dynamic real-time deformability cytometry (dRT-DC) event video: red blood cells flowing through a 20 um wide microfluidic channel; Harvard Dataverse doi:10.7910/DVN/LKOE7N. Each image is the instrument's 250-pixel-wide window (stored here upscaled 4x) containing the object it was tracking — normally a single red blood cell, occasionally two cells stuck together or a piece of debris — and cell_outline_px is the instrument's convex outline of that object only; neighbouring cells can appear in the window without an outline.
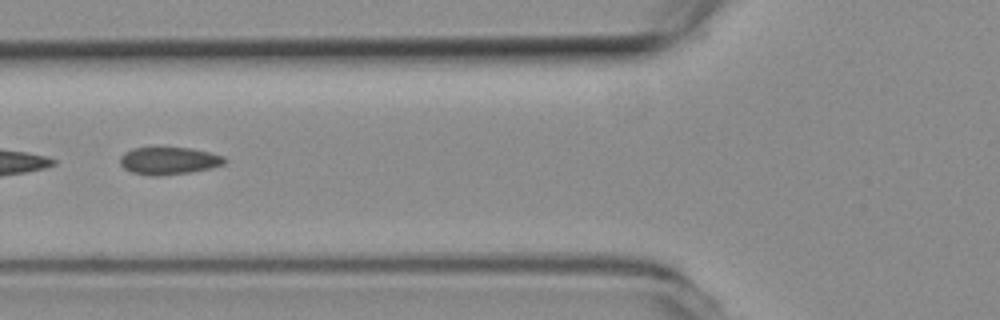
{"species": "common noctule bat (a hibernating species)", "species_latin": "Nyctalus noctula", "temperature_condition": "room temperature", "stored_images_in_passage": 7, "camera_frame_rate_fps": 3000, "um_per_image_px": 0.085, "animal": {"sex": "female", "body_mass_g": 19.3, "forearm_length_mm": 54.1}, "frame": {"image": 1, "passage_image": 6, "time_ms": 1.667, "image_size_px": [1000, 320], "cell_outline_px": [[228, 160], [224, 164], [212, 168], [188, 172], [160, 176], [148, 176], [132, 172], [124, 168], [120, 164], [120, 156], [124, 152], [132, 148], [192, 148], [224, 156]], "centroid_in_image_um": [14.35, 13.67], "position_along_channel_um": 111.5, "area_um2": 16.76}}
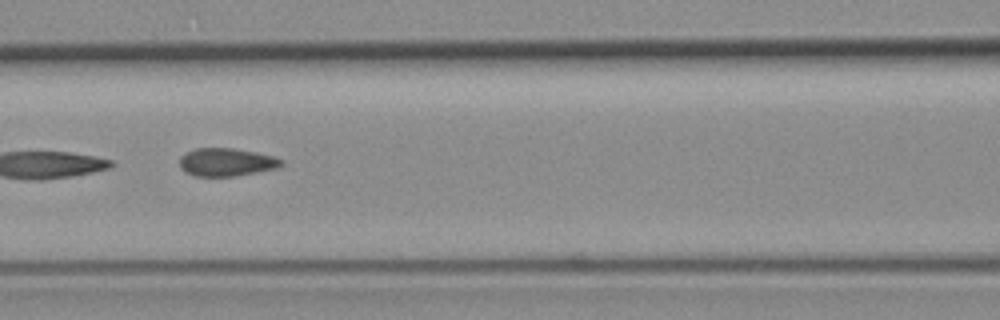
{"frame": {"image": 2, "passage_image": 7, "time_ms": 2.0, "image_size_px": [1000, 320], "cell_outline_px": [[284, 164], [280, 168], [236, 176], [196, 176], [184, 172], [180, 168], [180, 156], [196, 148], [232, 148], [256, 152], [272, 156], [284, 160]], "centroid_in_image_um": [19.28, 13.79], "position_along_channel_um": 147.3, "area_um2": 16.76}}